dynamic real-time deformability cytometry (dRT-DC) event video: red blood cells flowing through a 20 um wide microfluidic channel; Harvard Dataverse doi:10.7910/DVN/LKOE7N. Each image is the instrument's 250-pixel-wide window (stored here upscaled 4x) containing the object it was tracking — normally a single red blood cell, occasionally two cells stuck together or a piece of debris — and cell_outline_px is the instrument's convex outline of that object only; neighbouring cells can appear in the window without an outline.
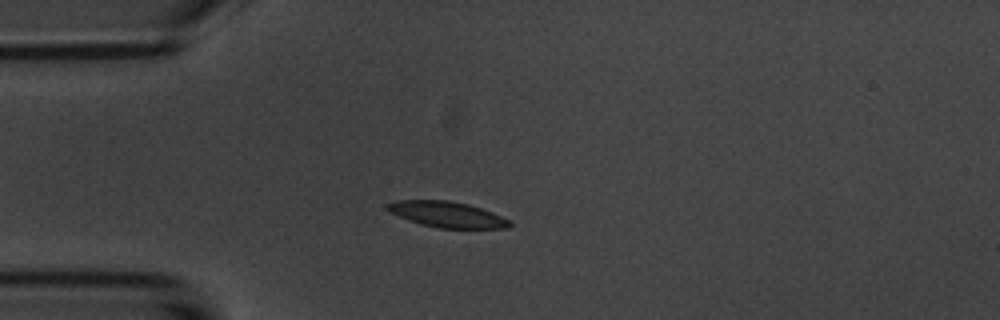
{"species": "common noctule bat (a hibernating species)", "species_latin": "Nyctalus noctula", "temperature_condition": "room temperature", "stored_images_in_passage": 3, "camera_frame_rate_fps": 3000, "um_per_image_px": 0.085, "animal": {"sex": "male", "body_mass_g": 20.1, "forearm_length_mm": 53.5}, "frame": {"image": 1, "passage_image": 3, "time_ms": 2.0, "image_size_px": [1000, 320], "cell_outline_px": [[512, 224], [508, 228], [436, 228], [420, 224], [408, 220], [388, 212], [384, 208], [384, 204], [400, 200], [448, 200], [468, 204], [492, 212], [512, 220]], "centroid_in_image_um": [37.97, 18.23], "position_along_channel_um": 47.0, "area_um2": 18.61}}